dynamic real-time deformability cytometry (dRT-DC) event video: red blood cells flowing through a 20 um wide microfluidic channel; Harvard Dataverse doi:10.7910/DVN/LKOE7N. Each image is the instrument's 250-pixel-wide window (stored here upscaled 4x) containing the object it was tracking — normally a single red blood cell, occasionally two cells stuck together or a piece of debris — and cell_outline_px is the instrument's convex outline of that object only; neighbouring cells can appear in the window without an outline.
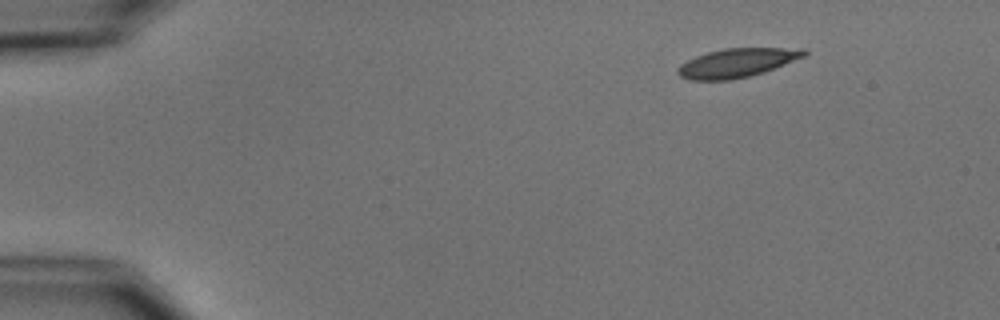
{"species": "common noctule bat (a hibernating species)", "species_latin": "Nyctalus noctula", "temperature_condition": "cold", "stored_images_in_passage": 5, "camera_frame_rate_fps": 3000, "um_per_image_px": 0.085, "animal": {"sex": "male", "body_mass_g": 15.6}, "frame": {"image": 1, "passage_image": 1, "time_ms": 0.0, "image_size_px": [1000, 320], "cell_outline_px": [[808, 52], [804, 56], [764, 72], [732, 80], [692, 80], [680, 76], [676, 72], [676, 68], [680, 64], [696, 56], [708, 52], [724, 48], [804, 48]], "centroid_in_image_um": [62.61, 5.34], "position_along_channel_um": 22.4, "area_um2": 21.15}}
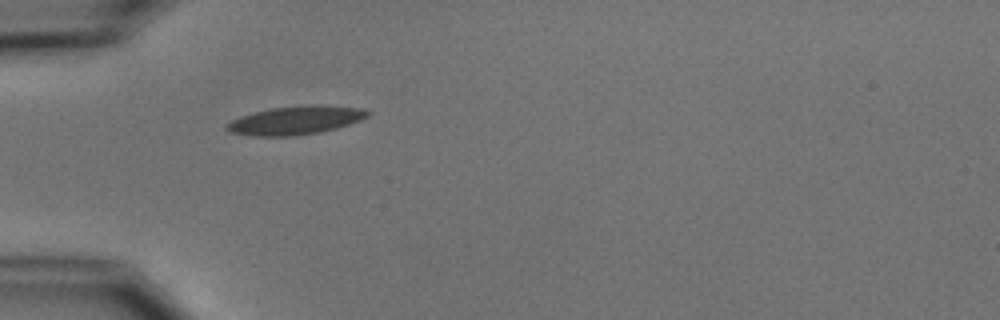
{"frame": {"image": 2, "passage_image": 4, "time_ms": 3.333, "image_size_px": [1000, 320], "cell_outline_px": [[372, 112], [368, 116], [360, 120], [336, 128], [320, 132], [292, 136], [252, 136], [228, 132], [224, 128], [224, 124], [240, 116], [272, 108], [308, 104], [324, 104], [364, 108]], "centroid_in_image_um": [25.13, 10.21], "position_along_channel_um": 59.9, "area_um2": 23.7}}